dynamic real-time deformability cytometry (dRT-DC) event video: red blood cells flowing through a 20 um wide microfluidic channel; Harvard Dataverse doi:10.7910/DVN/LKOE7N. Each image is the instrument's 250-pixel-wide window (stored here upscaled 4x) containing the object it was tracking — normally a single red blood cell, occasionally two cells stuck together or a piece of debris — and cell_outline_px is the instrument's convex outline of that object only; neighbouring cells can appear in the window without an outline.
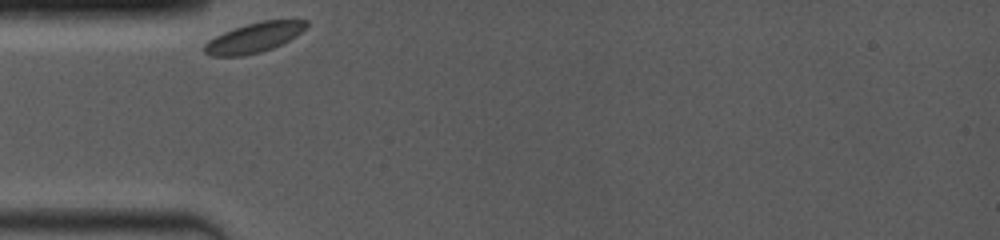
{"species": "common noctule bat (a hibernating species)", "species_latin": "Nyctalus noctula", "temperature_condition": "room temperature", "stored_images_in_passage": 39, "camera_frame_rate_fps": 4000, "um_per_image_px": 0.085, "animal": {"sex": "female", "body_mass_g": 19.0, "forearm_length_mm": 53.3}, "frame": {"image": 1, "passage_image": 1, "time_ms": 0.0, "image_size_px": [1000, 240], "cell_outline_px": [[308, 24], [296, 36], [272, 48], [260, 52], [244, 56], [212, 56], [204, 52], [204, 44], [208, 40], [224, 32], [260, 20], [308, 20]], "centroid_in_image_um": [21.57, 3.2], "position_along_channel_um": 63.4, "area_um2": 17.46}}
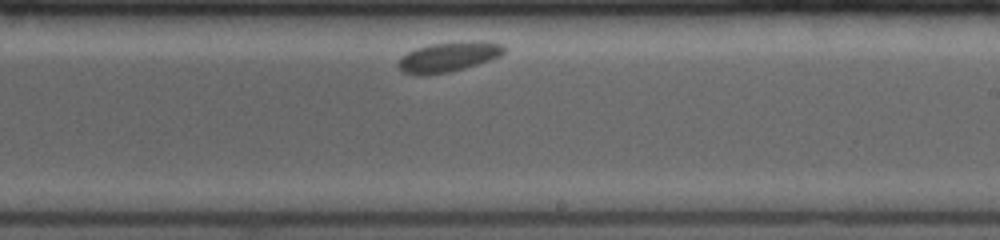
{"frame": {"image": 2, "passage_image": 23, "time_ms": 5.5, "image_size_px": [1000, 240], "cell_outline_px": [[508, 48], [500, 56], [464, 68], [448, 72], [420, 76], [404, 72], [396, 64], [408, 52], [416, 48], [428, 44], [460, 40], [488, 40], [504, 44]], "centroid_in_image_um": [38.19, 4.79], "position_along_channel_um": 250.8, "area_um2": 18.79}}
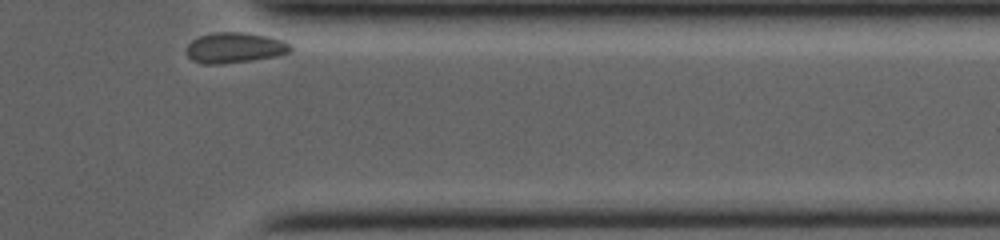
{"frame": {"image": 3, "passage_image": 39, "time_ms": 9.5, "image_size_px": [1000, 240], "cell_outline_px": [[292, 48], [288, 52], [276, 56], [252, 60], [220, 64], [204, 64], [192, 60], [188, 56], [188, 44], [192, 40], [200, 36], [216, 32], [244, 32], [268, 36], [280, 40], [288, 44]], "centroid_in_image_um": [19.93, 4.06], "position_along_channel_um": 391.5, "area_um2": 18.21}}